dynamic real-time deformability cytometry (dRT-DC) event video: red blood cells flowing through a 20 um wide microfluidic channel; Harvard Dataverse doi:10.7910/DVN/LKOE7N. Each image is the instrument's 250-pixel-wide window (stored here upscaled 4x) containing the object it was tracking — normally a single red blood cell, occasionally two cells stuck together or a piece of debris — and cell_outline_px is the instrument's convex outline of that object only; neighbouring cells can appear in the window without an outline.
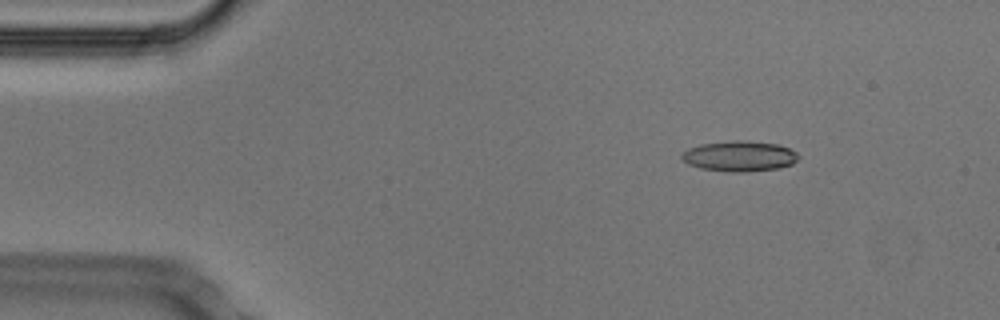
{"species": "Egyptian fruit bat (a non-hibernating species)", "species_latin": "Rousettus aegyptiacus", "temperature_condition": "cold", "stored_images_in_passage": 53, "camera_frame_rate_fps": 3000, "um_per_image_px": 0.085, "animal": {"sex": "male"}, "frame": {"image": 1, "passage_image": 7, "time_ms": 2.0, "image_size_px": [1000, 320], "cell_outline_px": [[800, 156], [792, 164], [776, 168], [744, 172], [728, 172], [700, 168], [688, 164], [680, 156], [688, 148], [700, 144], [732, 140], [748, 140], [776, 144], [788, 148], [796, 152]], "centroid_in_image_um": [62.83, 13.26], "position_along_channel_um": 22.2, "area_um2": 20.69}}
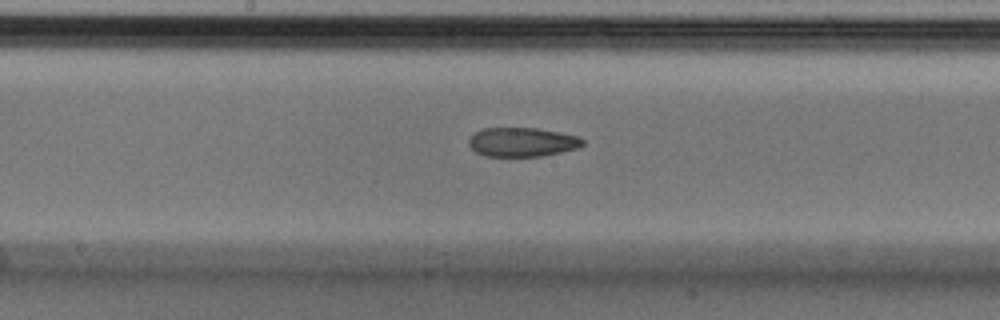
{"frame": {"image": 2, "passage_image": 27, "time_ms": 8.667, "image_size_px": [1000, 320], "cell_outline_px": [[584, 144], [580, 148], [540, 156], [484, 156], [476, 152], [468, 144], [468, 140], [480, 128], [536, 128], [580, 136], [584, 140]], "centroid_in_image_um": [44.4, 12.07], "position_along_channel_um": 203.8, "area_um2": 19.36}}
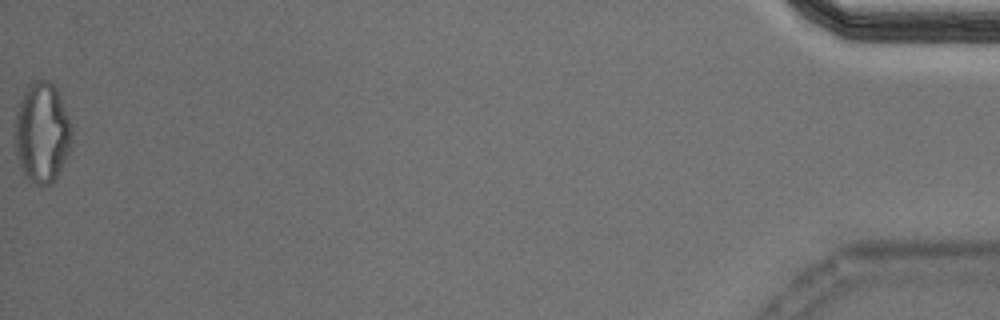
{"frame": {"image": 3, "passage_image": 53, "time_ms": 17.333, "image_size_px": [1000, 320], "cell_outline_px": [[72, 140], [68, 152], [52, 184], [48, 188], [36, 184], [24, 176], [20, 168], [16, 152], [16, 108], [28, 84], [32, 80], [48, 80], [60, 92], [72, 124]], "centroid_in_image_um": [3.59, 11.26], "position_along_channel_um": 431.6, "area_um2": 33.58}, "authors_computed_cell_mechanics": {"area_um2": 20.6924, "velocity_mm_per_s": 3.7781, "shape_relaxation_time_tau1_ms": null, "shape_relaxation_time_tau2_ms": 6.3236, "deformation_change_tau1": null, "deformation_change_tau2": 0.1464}}